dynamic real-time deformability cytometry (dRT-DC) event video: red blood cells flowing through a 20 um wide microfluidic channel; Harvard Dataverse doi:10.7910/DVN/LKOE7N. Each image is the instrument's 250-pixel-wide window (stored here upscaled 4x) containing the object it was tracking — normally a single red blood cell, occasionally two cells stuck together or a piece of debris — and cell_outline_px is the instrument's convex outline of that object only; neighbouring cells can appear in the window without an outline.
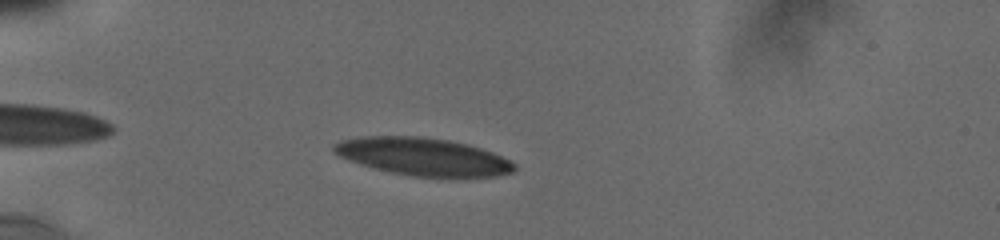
{"species": "human", "species_latin": "Homo sapiens", "temperature_condition": "cold", "stored_images_in_passage": 9, "camera_frame_rate_fps": 3000, "um_per_image_px": 0.085, "donor": {"sex": "male"}, "frame": {"image": 1, "passage_image": 4, "time_ms": 1.333, "image_size_px": [1000, 240], "cell_outline_px": [[516, 168], [512, 172], [500, 176], [452, 180], [412, 176], [392, 172], [360, 164], [340, 156], [332, 148], [332, 144], [340, 140], [360, 136], [420, 136], [448, 140], [468, 144], [492, 152], [516, 164]], "centroid_in_image_um": [36.03, 13.35], "position_along_channel_um": 49.0, "area_um2": 40.46}}